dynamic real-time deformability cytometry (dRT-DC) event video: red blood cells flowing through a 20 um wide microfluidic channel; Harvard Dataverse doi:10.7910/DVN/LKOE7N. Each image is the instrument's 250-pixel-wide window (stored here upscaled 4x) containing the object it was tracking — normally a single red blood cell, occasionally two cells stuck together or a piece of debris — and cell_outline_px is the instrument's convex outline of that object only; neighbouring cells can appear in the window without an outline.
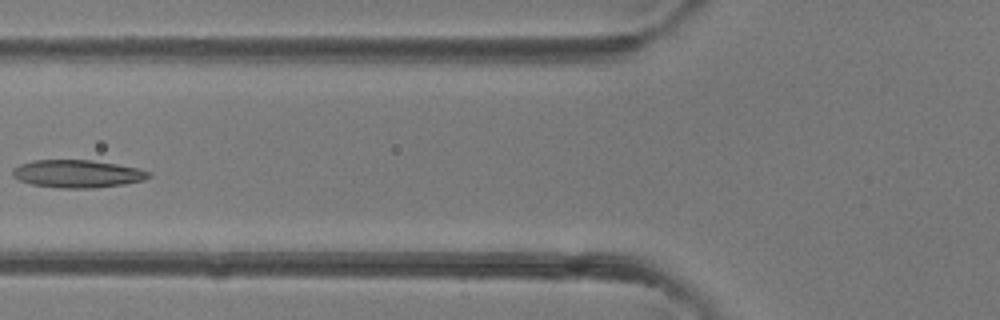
{"species": "common noctule bat (a hibernating species)", "species_latin": "Nyctalus noctula", "temperature_condition": "room temperature", "stored_images_in_passage": 5, "camera_frame_rate_fps": 3000, "um_per_image_px": 0.085, "animal": {"sex": "female"}, "frame": {"image": 1, "passage_image": 5, "time_ms": 4.667, "image_size_px": [1000, 320], "cell_outline_px": [[152, 176], [144, 180], [124, 184], [96, 188], [60, 188], [32, 184], [20, 180], [12, 176], [12, 168], [20, 164], [32, 160], [92, 160], [116, 164], [136, 168], [152, 172]], "centroid_in_image_um": [6.58, 14.77], "position_along_channel_um": 119.2, "area_um2": 22.08}}